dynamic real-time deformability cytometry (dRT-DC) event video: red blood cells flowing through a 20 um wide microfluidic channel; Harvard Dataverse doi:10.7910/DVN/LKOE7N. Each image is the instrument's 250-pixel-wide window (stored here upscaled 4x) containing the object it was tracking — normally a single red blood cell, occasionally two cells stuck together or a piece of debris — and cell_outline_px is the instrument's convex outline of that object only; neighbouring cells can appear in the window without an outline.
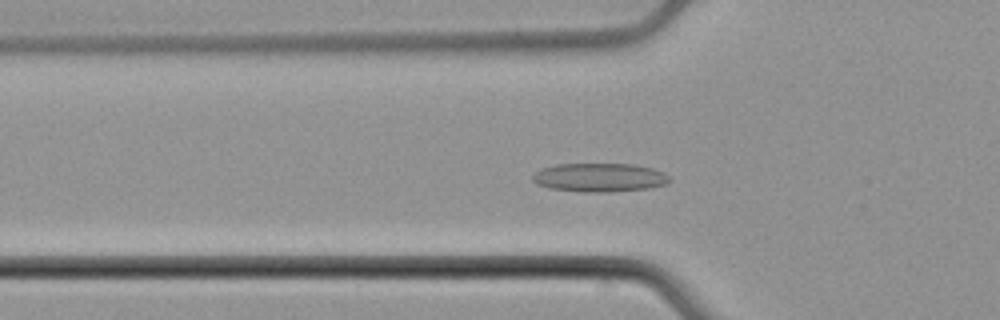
{"species": "common noctule bat (a hibernating species)", "species_latin": "Nyctalus noctula", "temperature_condition": "cold", "stored_images_in_passage": 53, "camera_frame_rate_fps": 3000, "um_per_image_px": 0.085, "animal": {"sex": "male", "body_mass_g": 21.5, "forearm_length_mm": 52.0}, "frame": {"image": 1, "passage_image": 18, "time_ms": 5.667, "image_size_px": [1000, 320], "cell_outline_px": [[672, 180], [668, 184], [648, 188], [612, 192], [584, 192], [548, 188], [536, 184], [532, 180], [532, 176], [536, 172], [544, 168], [556, 164], [632, 164], [652, 168], [664, 172]], "centroid_in_image_um": [50.98, 15.09], "position_along_channel_um": 74.8, "area_um2": 23.0}}
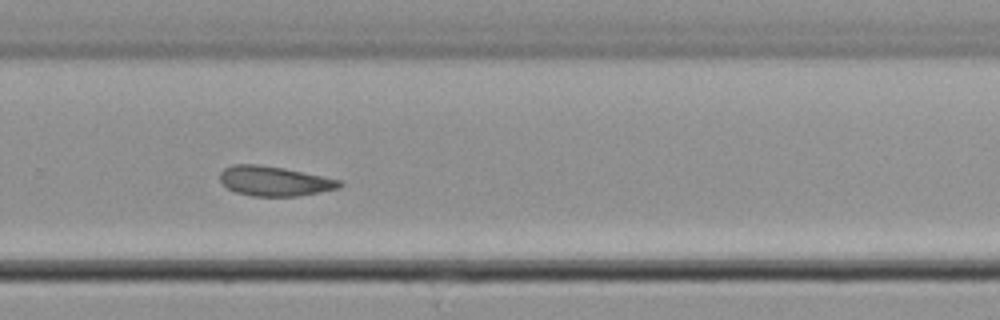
{"frame": {"image": 2, "passage_image": 36, "time_ms": 11.667, "image_size_px": [1000, 320], "cell_outline_px": [[344, 184], [340, 188], [300, 196], [252, 196], [236, 192], [228, 188], [220, 180], [220, 172], [224, 168], [232, 164], [260, 164], [284, 168], [344, 180]], "centroid_in_image_um": [23.37, 15.38], "position_along_channel_um": 306.4, "area_um2": 20.98}}
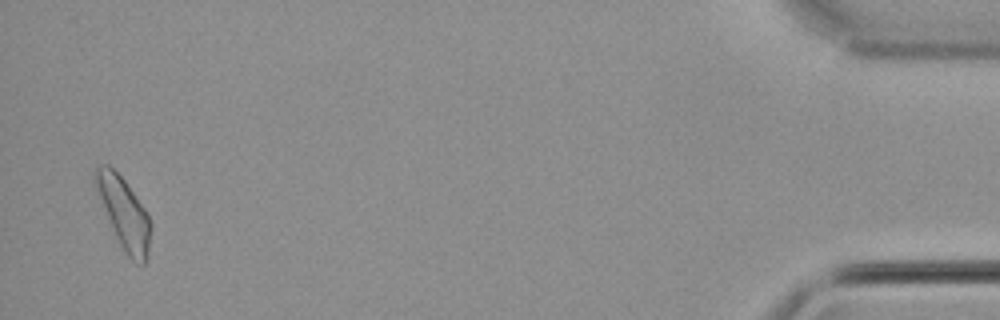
{"frame": {"image": 3, "passage_image": 52, "time_ms": 17.0, "image_size_px": [1000, 320], "cell_outline_px": [[152, 228], [148, 252], [144, 264], [140, 264], [132, 260], [124, 252], [112, 228], [96, 188], [92, 176], [96, 168], [100, 164], [108, 164], [124, 180], [144, 208], [152, 224]], "centroid_in_image_um": [10.54, 18.11], "position_along_channel_um": 424.7, "area_um2": 22.43}, "authors_computed_cell_mechanics": {"area_um2": 21.2704, "velocity_mm_per_s": 3.8769, "shape_relaxation_time_tau1_ms": null, "shape_relaxation_time_tau2_ms": 11.1471, "deformation_change_tau1": null, "deformation_change_tau2": 0.1777}}